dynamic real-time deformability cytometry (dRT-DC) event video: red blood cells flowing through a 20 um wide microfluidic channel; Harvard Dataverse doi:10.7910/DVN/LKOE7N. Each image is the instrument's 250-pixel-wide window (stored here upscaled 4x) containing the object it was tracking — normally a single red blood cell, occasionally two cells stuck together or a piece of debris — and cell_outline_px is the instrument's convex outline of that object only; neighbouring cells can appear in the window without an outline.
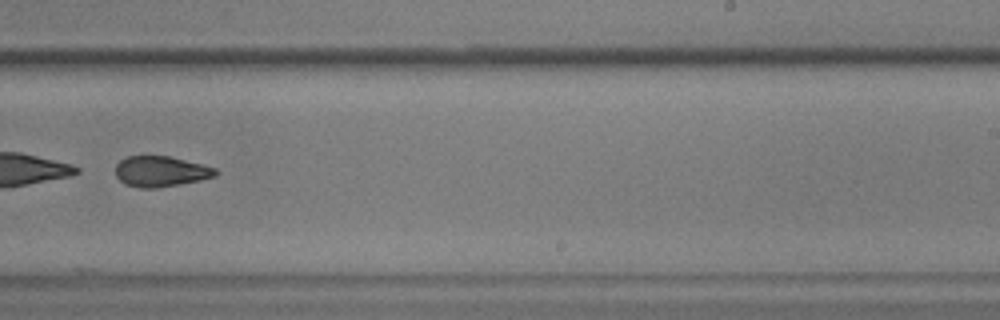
{"species": "common noctule bat (a hibernating species)", "species_latin": "Nyctalus noctula", "temperature_condition": "warm", "stored_images_in_passage": 55, "segment_of_instrument_passage": [2, 2], "camera_frame_rate_fps": 3000, "um_per_image_px": 0.085, "animal": {"sex": "male", "body_mass_g": 17.9, "forearm_length_mm": 54.2}, "frame": {"image": 1, "passage_image": 36, "time_ms": 11.667, "image_size_px": [1000, 320], "cell_outline_px": [[220, 172], [216, 176], [200, 180], [180, 184], [156, 188], [140, 188], [124, 184], [116, 176], [116, 164], [120, 160], [128, 156], [168, 156], [216, 168]], "centroid_in_image_um": [13.66, 14.58], "position_along_channel_um": 275.3, "area_um2": 17.8}}